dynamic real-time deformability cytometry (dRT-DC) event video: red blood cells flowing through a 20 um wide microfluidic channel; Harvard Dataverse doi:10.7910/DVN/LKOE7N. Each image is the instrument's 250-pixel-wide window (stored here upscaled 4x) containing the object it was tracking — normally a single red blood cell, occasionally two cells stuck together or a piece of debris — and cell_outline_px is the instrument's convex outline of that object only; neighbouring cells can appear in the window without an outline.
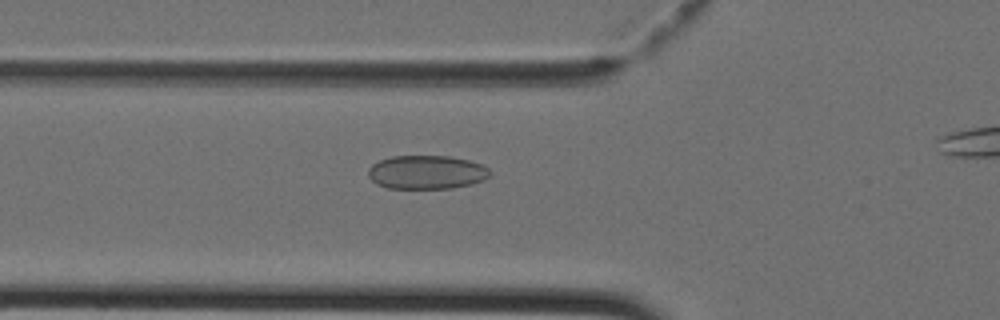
{"species": "Egyptian fruit bat (a non-hibernating species)", "species_latin": "Rousettus aegyptiacus", "temperature_condition": "cold", "stored_images_in_passage": 35, "camera_frame_rate_fps": 3000, "um_per_image_px": 0.085, "animal": {"sex": "female"}, "frame": {"image": 1, "passage_image": 12, "time_ms": 3.667, "image_size_px": [1000, 320], "cell_outline_px": [[492, 172], [484, 180], [472, 184], [452, 188], [388, 188], [376, 184], [368, 176], [368, 168], [372, 164], [380, 160], [392, 156], [448, 156], [468, 160], [480, 164], [488, 168]], "centroid_in_image_um": [36.25, 14.64], "position_along_channel_um": 89.5, "area_um2": 23.93}}
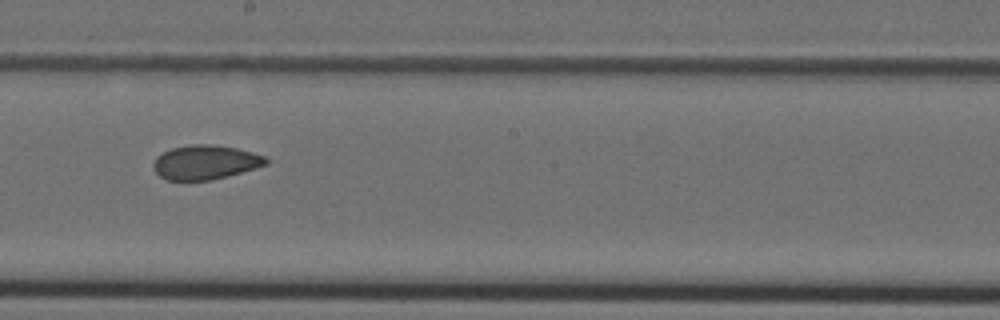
{"frame": {"image": 2, "passage_image": 21, "time_ms": 6.667, "image_size_px": [1000, 320], "cell_outline_px": [[268, 164], [256, 168], [212, 180], [168, 180], [160, 176], [156, 172], [152, 164], [156, 156], [172, 148], [192, 144], [208, 144], [236, 148], [252, 152], [264, 156], [268, 160]], "centroid_in_image_um": [17.45, 13.79], "position_along_channel_um": 230.8, "area_um2": 22.37}}
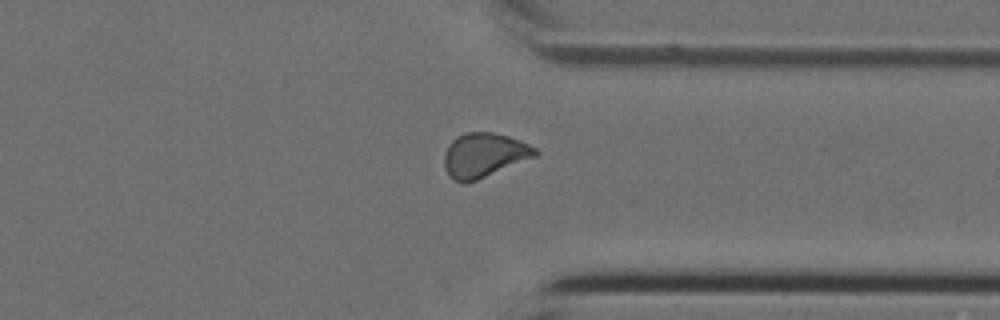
{"frame": {"image": 3, "passage_image": 30, "time_ms": 9.667, "image_size_px": [1000, 320], "cell_outline_px": [[540, 152], [536, 156], [476, 180], [464, 184], [448, 176], [444, 168], [444, 152], [448, 144], [456, 136], [464, 132], [492, 132], [508, 136], [520, 140], [536, 148]], "centroid_in_image_um": [41.11, 13.17], "position_along_channel_um": 370.3, "area_um2": 23.58}}